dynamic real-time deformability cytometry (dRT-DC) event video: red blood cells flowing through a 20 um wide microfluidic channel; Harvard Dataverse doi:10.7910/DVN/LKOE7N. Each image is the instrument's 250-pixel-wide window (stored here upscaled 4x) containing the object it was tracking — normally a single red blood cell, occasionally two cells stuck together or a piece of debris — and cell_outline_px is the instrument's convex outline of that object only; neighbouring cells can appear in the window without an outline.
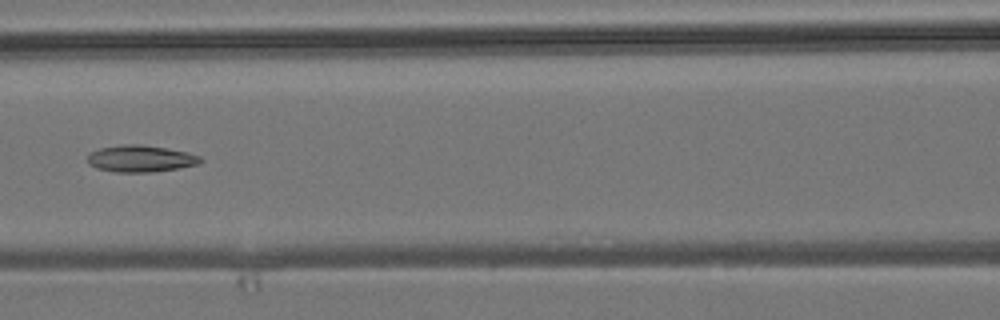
{"species": "common noctule bat (a hibernating species)", "species_latin": "Nyctalus noctula", "temperature_condition": "room temperature", "stored_images_in_passage": 4, "camera_frame_rate_fps": 3000, "um_per_image_px": 0.085, "animal": {"sex": "male", "body_mass_g": 19.2, "forearm_length_mm": 51.8}, "frame": {"image": 1, "passage_image": 4, "time_ms": 4.333, "image_size_px": [1000, 320], "cell_outline_px": [[204, 160], [200, 164], [152, 172], [116, 172], [96, 168], [88, 164], [88, 152], [100, 148], [120, 144], [140, 144], [164, 148], [184, 152], [200, 156]], "centroid_in_image_um": [11.91, 13.48], "position_along_channel_um": 154.7, "area_um2": 17.57}}